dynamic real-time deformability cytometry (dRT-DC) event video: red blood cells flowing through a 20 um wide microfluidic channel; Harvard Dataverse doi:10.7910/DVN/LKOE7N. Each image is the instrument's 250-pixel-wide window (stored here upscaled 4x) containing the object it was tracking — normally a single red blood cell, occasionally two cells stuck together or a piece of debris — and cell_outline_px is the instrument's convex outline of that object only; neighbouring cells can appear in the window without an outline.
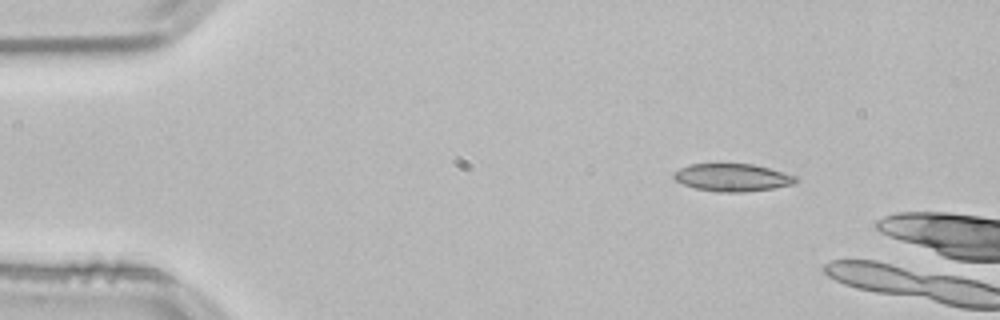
{"species": "common noctule bat (a hibernating species)", "species_latin": "Nyctalus noctula", "temperature_condition": "room temperature", "stored_images_in_passage": 6, "camera_frame_rate_fps": 3000, "um_per_image_px": 0.085, "animal": {"sex": "male", "body_mass_g": 21.5, "forearm_length_mm": 52.0}, "frame": {"image": 1, "passage_image": 1, "time_ms": 0.0, "image_size_px": [1000, 320], "cell_outline_px": [[800, 180], [796, 184], [772, 188], [744, 192], [720, 192], [696, 188], [684, 184], [676, 180], [672, 176], [680, 168], [688, 164], [752, 164], [768, 168], [796, 176]], "centroid_in_image_um": [62.29, 15.09], "position_along_channel_um": 22.7, "area_um2": 19.48}}